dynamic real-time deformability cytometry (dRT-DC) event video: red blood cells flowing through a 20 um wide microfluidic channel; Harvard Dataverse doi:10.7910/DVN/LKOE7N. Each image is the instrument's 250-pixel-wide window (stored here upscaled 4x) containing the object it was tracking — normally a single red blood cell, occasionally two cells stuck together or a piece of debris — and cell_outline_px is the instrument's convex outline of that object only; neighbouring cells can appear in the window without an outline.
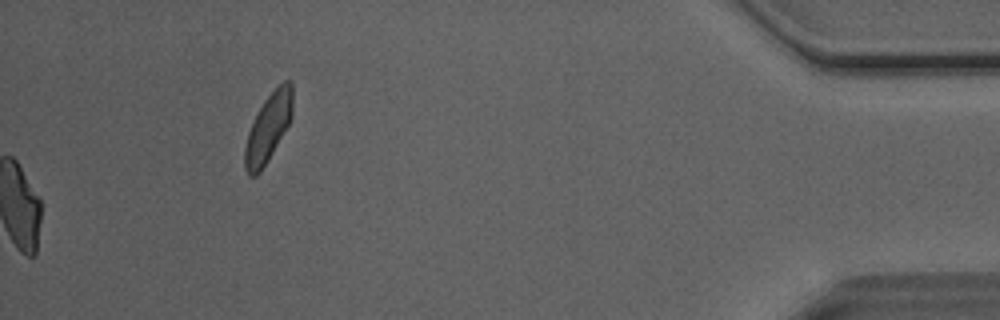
{"species": "Egyptian fruit bat (a non-hibernating species)", "species_latin": "Rousettus aegyptiacus", "temperature_condition": "room temperature", "stored_images_in_passage": 52, "camera_frame_rate_fps": 3000, "um_per_image_px": 0.085, "animal": {"sex": "male"}, "frame": {"image": 1, "passage_image": 52, "time_ms": 17.0, "image_size_px": [1000, 320], "cell_outline_px": [[292, 116], [288, 124], [260, 172], [256, 176], [248, 176], [244, 168], [244, 148], [248, 132], [264, 100], [284, 80], [288, 80], [292, 84]], "centroid_in_image_um": [22.77, 10.88], "position_along_channel_um": 412.4, "area_um2": 18.44}, "authors_computed_cell_mechanics": {"area_um2": 24.6517, "velocity_mm_per_s": 4.0578, "shape_relaxation_time_tau1_ms": 8.1967, "shape_relaxation_time_tau2_ms": 1.7169, "deformation_change_tau1": 0.2275, "deformation_change_tau2": 0.0879}}